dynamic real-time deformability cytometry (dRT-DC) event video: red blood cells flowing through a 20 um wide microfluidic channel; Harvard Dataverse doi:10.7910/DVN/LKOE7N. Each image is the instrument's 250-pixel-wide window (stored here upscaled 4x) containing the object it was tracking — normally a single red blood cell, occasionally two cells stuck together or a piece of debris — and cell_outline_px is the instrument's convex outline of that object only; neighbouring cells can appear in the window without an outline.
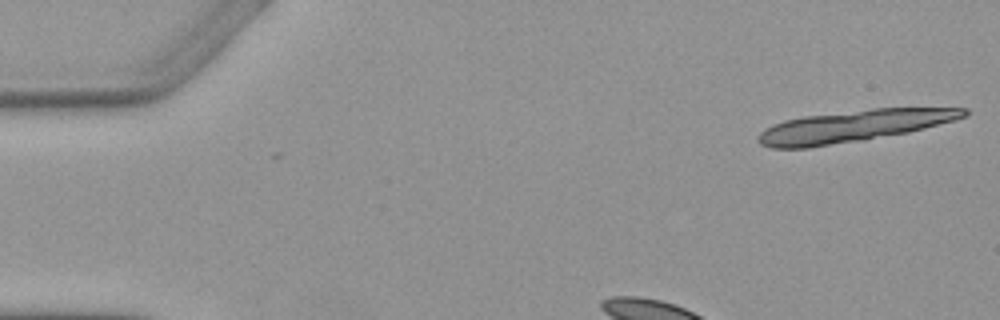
{"species": "Egyptian fruit bat (a non-hibernating species)", "species_latin": "Rousettus aegyptiacus", "temperature_condition": "warm", "stored_images_in_passage": 4, "camera_frame_rate_fps": 3000, "um_per_image_px": 0.085, "animal": {"sex": "female"}, "frame": {"image": 1, "passage_image": 1, "time_ms": 0.0, "image_size_px": [1000, 320], "cell_outline_px": [[968, 112], [964, 116], [956, 120], [908, 132], [860, 140], [808, 148], [772, 148], [760, 144], [756, 140], [756, 136], [764, 128], [772, 124], [784, 120], [804, 116], [872, 108], [968, 108]], "centroid_in_image_um": [72.48, 10.71], "position_along_channel_um": 12.5, "area_um2": 37.86}}